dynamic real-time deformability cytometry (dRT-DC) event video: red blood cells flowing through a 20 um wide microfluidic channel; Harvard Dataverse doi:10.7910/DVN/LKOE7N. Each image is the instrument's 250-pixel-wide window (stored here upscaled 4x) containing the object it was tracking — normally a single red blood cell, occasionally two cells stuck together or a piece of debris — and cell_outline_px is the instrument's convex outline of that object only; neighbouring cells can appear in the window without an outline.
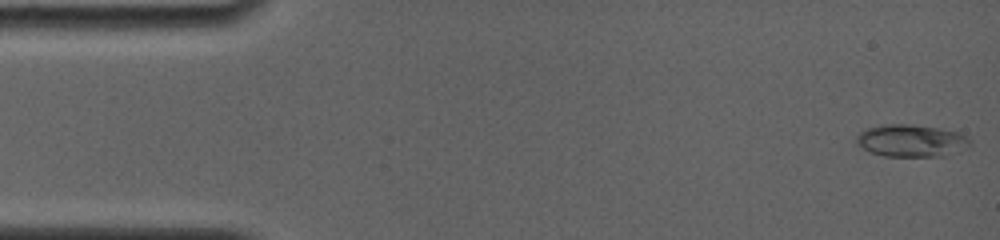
{"species": "common noctule bat (a hibernating species)", "species_latin": "Nyctalus noctula", "temperature_condition": "room temperature", "stored_images_in_passage": 7, "camera_frame_rate_fps": 4000, "um_per_image_px": 0.085, "animal": {"sex": "female", "body_mass_g": 19.0, "forearm_length_mm": 56.7}, "frame": {"image": 1, "passage_image": 1, "time_ms": 0.0, "image_size_px": [1000, 240], "cell_outline_px": [[972, 144], [968, 148], [948, 156], [884, 156], [868, 152], [856, 140], [856, 136], [860, 132], [868, 128], [880, 124], [912, 124], [936, 128], [956, 132], [972, 140]], "centroid_in_image_um": [77.49, 11.97], "position_along_channel_um": 7.5, "area_um2": 21.44}}
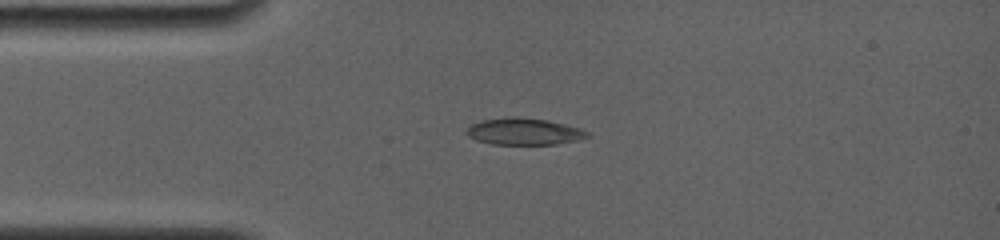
{"frame": {"image": 2, "passage_image": 6, "time_ms": 3.5, "image_size_px": [1000, 240], "cell_outline_px": [[592, 136], [580, 140], [556, 144], [492, 144], [476, 140], [468, 136], [468, 128], [472, 124], [480, 120], [512, 116], [544, 120], [564, 124], [580, 128], [588, 132]], "centroid_in_image_um": [44.57, 11.18], "position_along_channel_um": 40.4, "area_um2": 18.73}}